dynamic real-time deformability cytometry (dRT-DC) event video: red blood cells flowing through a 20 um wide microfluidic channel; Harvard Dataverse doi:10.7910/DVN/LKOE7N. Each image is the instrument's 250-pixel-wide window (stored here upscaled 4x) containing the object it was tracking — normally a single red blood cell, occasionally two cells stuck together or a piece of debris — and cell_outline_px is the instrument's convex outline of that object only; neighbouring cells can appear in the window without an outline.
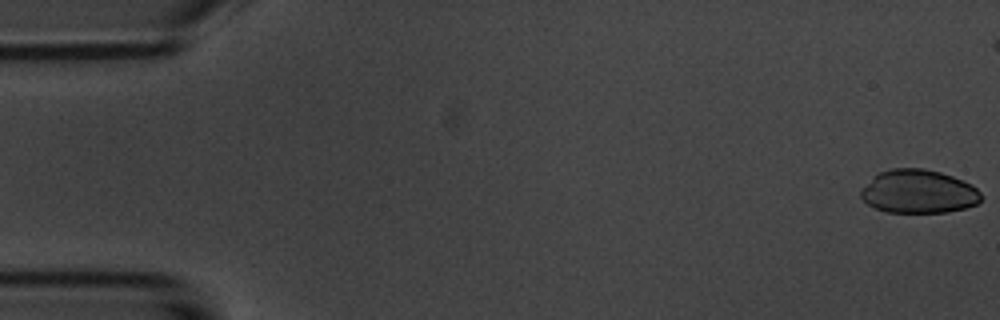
{"species": "common noctule bat (a hibernating species)", "species_latin": "Nyctalus noctula", "temperature_condition": "room temperature", "stored_images_in_passage": 7, "camera_frame_rate_fps": 3000, "um_per_image_px": 0.085, "animal": {"sex": "male", "body_mass_g": 20.1, "forearm_length_mm": 53.5}, "frame": {"image": 1, "passage_image": 1, "time_ms": 0.0, "image_size_px": [1000, 320], "cell_outline_px": [[984, 196], [976, 204], [964, 208], [948, 212], [888, 212], [876, 208], [868, 204], [860, 196], [860, 188], [872, 176], [880, 172], [892, 168], [924, 168], [940, 172], [952, 176], [972, 184]], "centroid_in_image_um": [78.06, 16.27], "position_along_channel_um": 6.9, "area_um2": 30.63}}
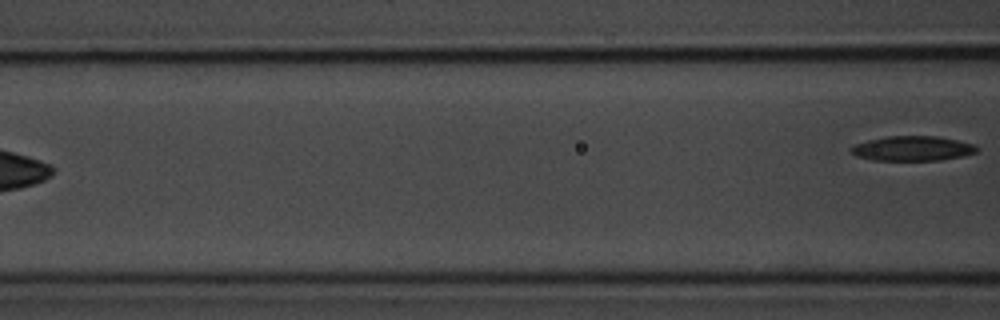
{"frame": {"image": 2, "passage_image": 7, "time_ms": 8.0, "image_size_px": [1000, 320], "cell_outline_px": [[980, 148], [976, 152], [964, 156], [940, 160], [872, 160], [856, 156], [848, 148], [852, 144], [868, 140], [888, 136], [936, 136], [976, 144]], "centroid_in_image_um": [77.56, 12.62], "position_along_channel_um": 89.0, "area_um2": 18.32}}